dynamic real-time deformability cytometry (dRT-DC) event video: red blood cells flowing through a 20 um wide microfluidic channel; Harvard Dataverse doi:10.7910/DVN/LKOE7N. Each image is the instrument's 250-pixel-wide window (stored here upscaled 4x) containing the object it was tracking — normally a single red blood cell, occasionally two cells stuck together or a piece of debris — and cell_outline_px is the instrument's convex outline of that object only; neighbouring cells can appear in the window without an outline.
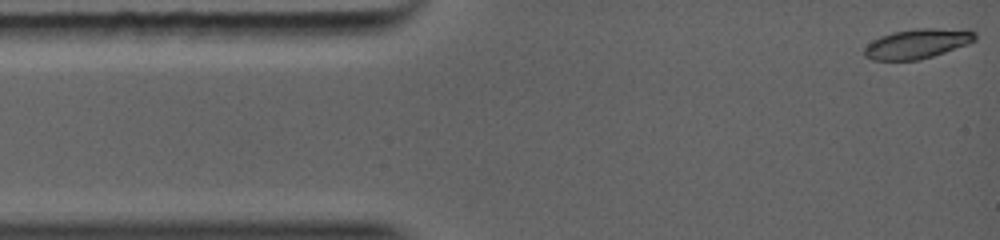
{"species": "common noctule bat (a hibernating species)", "species_latin": "Nyctalus noctula", "temperature_condition": "warm", "stored_images_in_passage": 30, "camera_frame_rate_fps": 5000, "um_per_image_px": 0.085, "animal": {"sex": "female", "body_mass_g": 19.0, "forearm_length_mm": 56.7}, "frame": {"image": 1, "passage_image": 1, "time_ms": 0.0, "image_size_px": [1000, 240], "cell_outline_px": [[976, 40], [968, 44], [920, 60], [872, 60], [864, 56], [864, 48], [872, 40], [880, 36], [892, 32], [916, 28], [964, 28], [976, 32]], "centroid_in_image_um": [77.99, 3.69], "position_along_channel_um": 7.0, "area_um2": 19.42}}
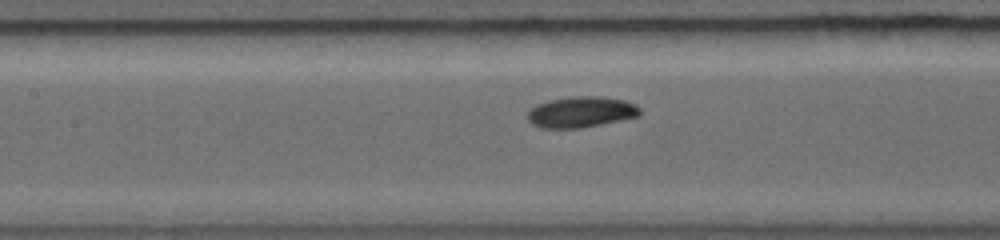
{"frame": {"image": 2, "passage_image": 13, "time_ms": 4.6, "image_size_px": [1000, 240], "cell_outline_px": [[640, 112], [636, 116], [592, 124], [536, 124], [528, 116], [528, 112], [532, 108], [548, 100], [568, 96], [600, 96], [624, 100], [636, 104], [640, 108]], "centroid_in_image_um": [49.5, 9.39], "position_along_channel_um": 157.9, "area_um2": 18.09}}
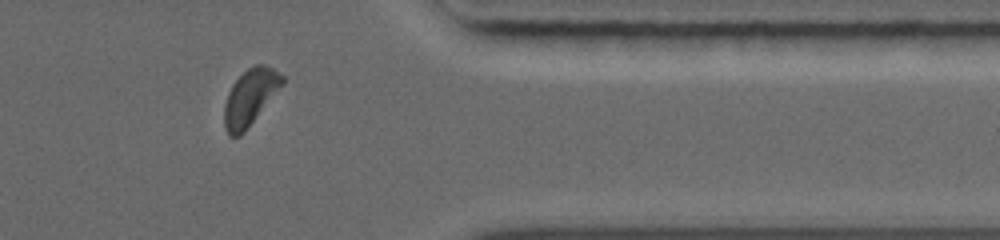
{"frame": {"image": 3, "passage_image": 26, "time_ms": 9.6, "image_size_px": [1000, 240], "cell_outline_px": [[284, 84], [252, 120], [236, 136], [232, 136], [228, 132], [224, 124], [224, 108], [228, 92], [232, 84], [248, 68], [256, 64], [264, 64], [272, 68], [284, 76]], "centroid_in_image_um": [21.27, 8.17], "position_along_channel_um": 390.1, "area_um2": 18.09}}